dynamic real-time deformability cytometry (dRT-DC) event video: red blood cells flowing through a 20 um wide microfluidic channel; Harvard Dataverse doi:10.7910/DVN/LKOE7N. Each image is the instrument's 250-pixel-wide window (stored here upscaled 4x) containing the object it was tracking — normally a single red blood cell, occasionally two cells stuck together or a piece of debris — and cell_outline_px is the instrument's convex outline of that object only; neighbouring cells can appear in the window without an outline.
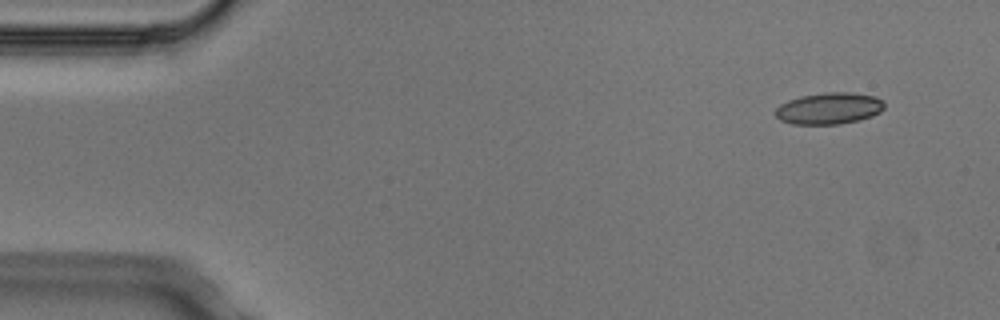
{"species": "Egyptian fruit bat (a non-hibernating species)", "species_latin": "Rousettus aegyptiacus", "temperature_condition": "cold", "stored_images_in_passage": 4, "camera_frame_rate_fps": 3000, "um_per_image_px": 0.085, "animal": {"sex": "male"}, "frame": {"image": 1, "passage_image": 1, "time_ms": 0.0, "image_size_px": [1000, 320], "cell_outline_px": [[884, 108], [880, 112], [872, 116], [860, 120], [840, 124], [792, 124], [780, 120], [776, 116], [776, 108], [780, 104], [788, 100], [800, 96], [824, 92], [852, 92], [876, 96], [884, 100]], "centroid_in_image_um": [70.5, 9.2], "position_along_channel_um": 14.5, "area_um2": 20.29}}
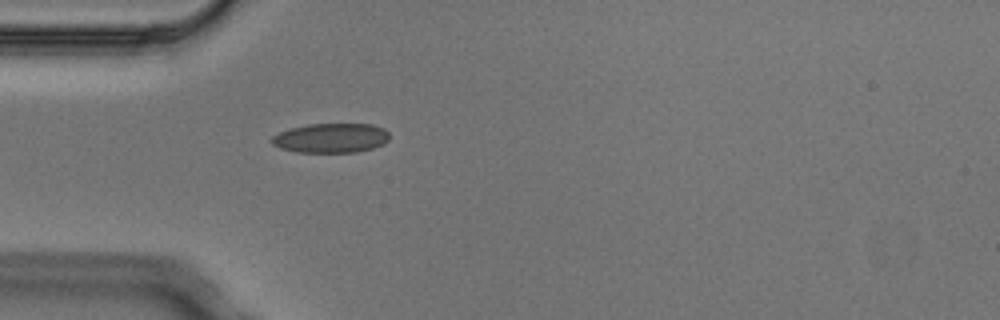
{"frame": {"image": 2, "passage_image": 4, "time_ms": 1.0, "image_size_px": [1000, 320], "cell_outline_px": [[388, 140], [384, 144], [372, 148], [356, 152], [296, 152], [280, 148], [272, 144], [272, 136], [280, 132], [292, 128], [308, 124], [372, 124], [384, 128], [388, 132]], "centroid_in_image_um": [28.15, 11.73], "position_along_channel_um": 56.9, "area_um2": 20.17}}